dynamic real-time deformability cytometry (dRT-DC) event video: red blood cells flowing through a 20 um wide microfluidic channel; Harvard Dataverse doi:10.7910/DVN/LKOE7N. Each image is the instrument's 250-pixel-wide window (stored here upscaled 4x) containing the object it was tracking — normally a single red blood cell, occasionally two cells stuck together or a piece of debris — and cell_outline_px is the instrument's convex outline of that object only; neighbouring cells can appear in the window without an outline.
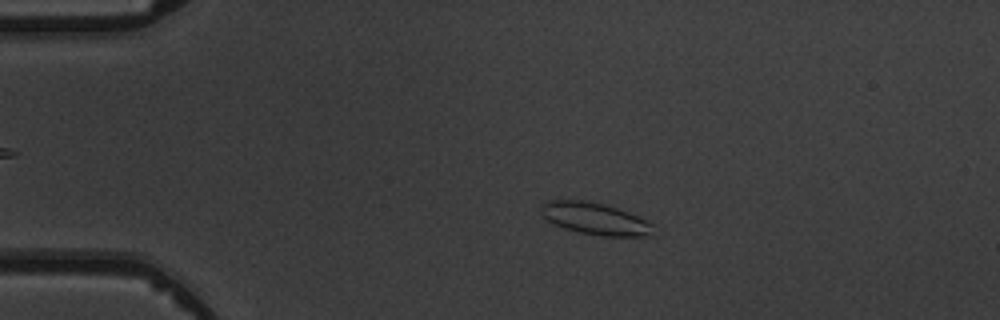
{"species": "common noctule bat (a hibernating species)", "species_latin": "Nyctalus noctula", "temperature_condition": "warm", "stored_images_in_passage": 6, "camera_frame_rate_fps": 3000, "um_per_image_px": 0.085, "animal": {"sex": "male", "body_mass_g": 19.5, "forearm_length_mm": 54.6}, "frame": {"image": 1, "passage_image": 3, "time_ms": 2.333, "image_size_px": [1000, 320], "cell_outline_px": [[652, 236], [604, 236], [580, 232], [564, 228], [548, 220], [540, 212], [540, 204], [544, 200], [588, 200], [604, 204], [628, 212], [652, 224]], "centroid_in_image_um": [50.53, 18.57], "position_along_channel_um": 34.5, "area_um2": 20.75}}
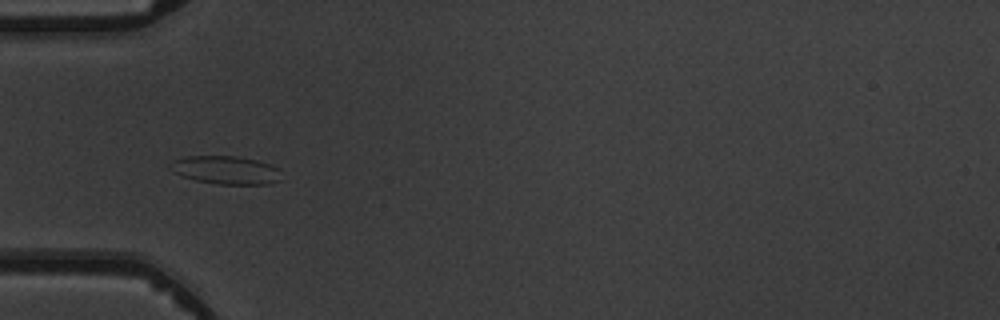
{"frame": {"image": 2, "passage_image": 5, "time_ms": 4.333, "image_size_px": [1000, 320], "cell_outline_px": [[280, 180], [272, 184], [216, 184], [196, 180], [172, 172], [168, 168], [168, 164], [172, 160], [184, 156], [236, 156], [256, 160], [272, 164], [280, 168]], "centroid_in_image_um": [19.19, 14.45], "position_along_channel_um": 65.8, "area_um2": 18.55}}
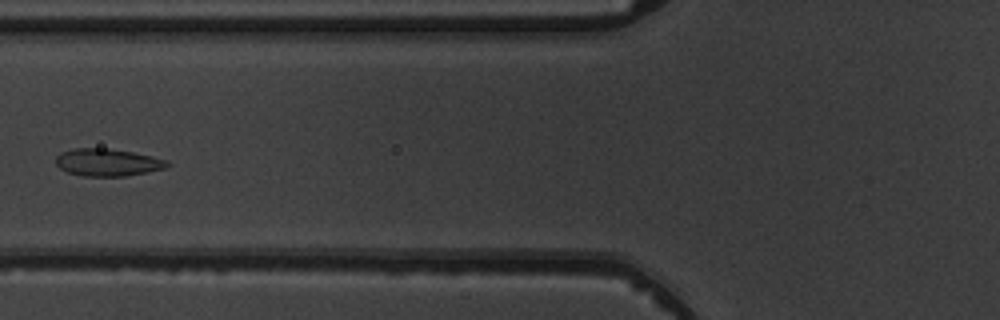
{"frame": {"image": 3, "passage_image": 6, "time_ms": 5.667, "image_size_px": [1000, 320], "cell_outline_px": [[168, 164], [164, 168], [124, 176], [84, 176], [68, 172], [60, 168], [56, 164], [56, 156], [60, 152], [76, 148], [108, 148], [132, 152], [152, 156], [168, 160]], "centroid_in_image_um": [9.1, 13.79], "position_along_channel_um": 116.7, "area_um2": 17.57}}